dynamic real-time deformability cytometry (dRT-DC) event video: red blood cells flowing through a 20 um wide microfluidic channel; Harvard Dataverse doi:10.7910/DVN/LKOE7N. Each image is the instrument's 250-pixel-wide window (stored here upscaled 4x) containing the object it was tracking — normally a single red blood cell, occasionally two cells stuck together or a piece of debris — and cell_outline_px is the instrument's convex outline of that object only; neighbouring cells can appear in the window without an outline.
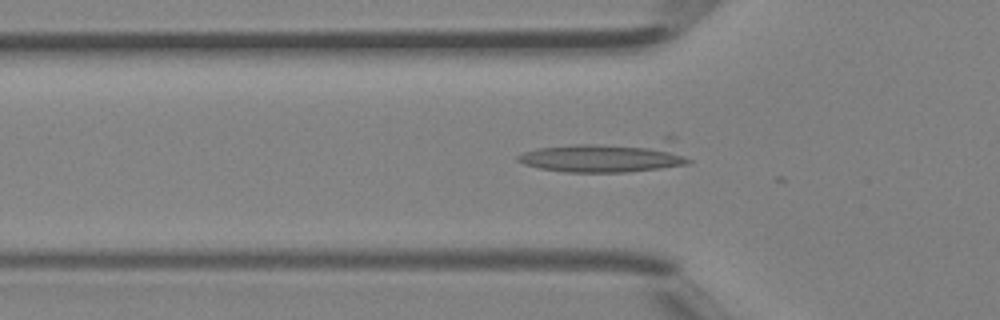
{"species": "Egyptian fruit bat (a non-hibernating species)", "species_latin": "Rousettus aegyptiacus", "temperature_condition": "room temperature", "stored_images_in_passage": 28, "camera_frame_rate_fps": 3000, "um_per_image_px": 0.085, "animal": {"sex": "female"}, "frame": {"image": 1, "passage_image": 8, "time_ms": 2.333, "image_size_px": [1000, 320], "cell_outline_px": [[692, 160], [688, 164], [660, 168], [624, 172], [564, 172], [540, 168], [524, 164], [516, 160], [516, 156], [524, 152], [536, 148], [572, 144], [664, 136], [676, 136]], "centroid_in_image_um": [51.81, 13.24], "position_along_channel_um": 74.0, "area_um2": 33.23}}
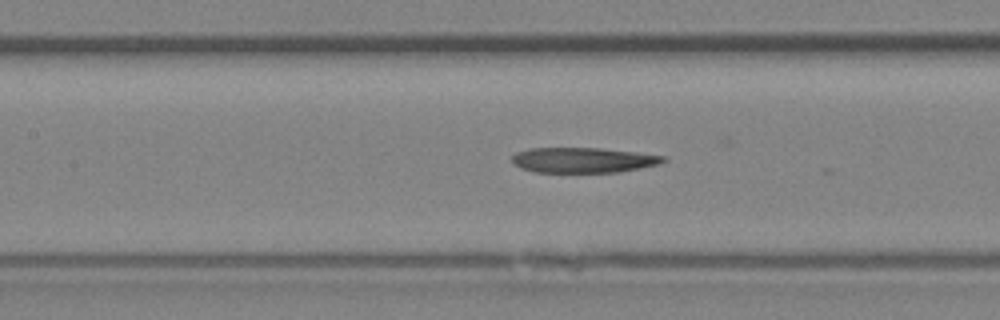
{"frame": {"image": 2, "passage_image": 13, "time_ms": 4.0, "image_size_px": [1000, 320], "cell_outline_px": [[668, 160], [660, 164], [620, 172], [536, 172], [520, 168], [512, 160], [512, 156], [516, 152], [528, 148], [600, 148], [664, 156]], "centroid_in_image_um": [49.56, 13.61], "position_along_channel_um": 157.8, "area_um2": 22.14}}
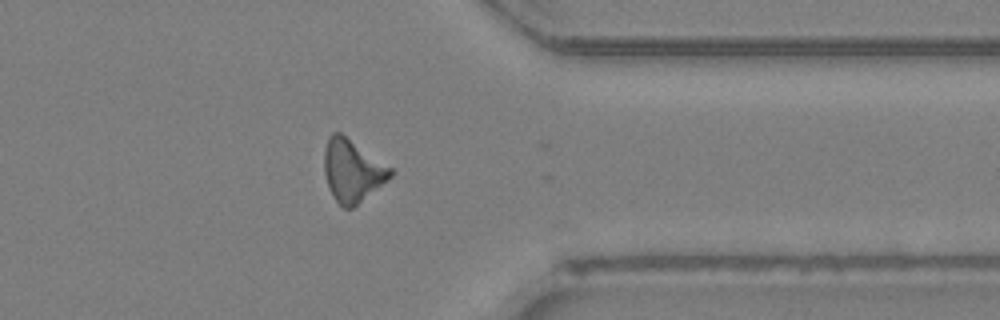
{"frame": {"image": 3, "passage_image": 27, "time_ms": 8.667, "image_size_px": [1000, 320], "cell_outline_px": [[396, 172], [388, 180], [352, 208], [344, 208], [336, 200], [328, 184], [324, 172], [324, 148], [328, 136], [332, 132], [340, 132], [392, 168]], "centroid_in_image_um": [29.95, 14.48], "position_along_channel_um": 381.4, "area_um2": 23.81}}